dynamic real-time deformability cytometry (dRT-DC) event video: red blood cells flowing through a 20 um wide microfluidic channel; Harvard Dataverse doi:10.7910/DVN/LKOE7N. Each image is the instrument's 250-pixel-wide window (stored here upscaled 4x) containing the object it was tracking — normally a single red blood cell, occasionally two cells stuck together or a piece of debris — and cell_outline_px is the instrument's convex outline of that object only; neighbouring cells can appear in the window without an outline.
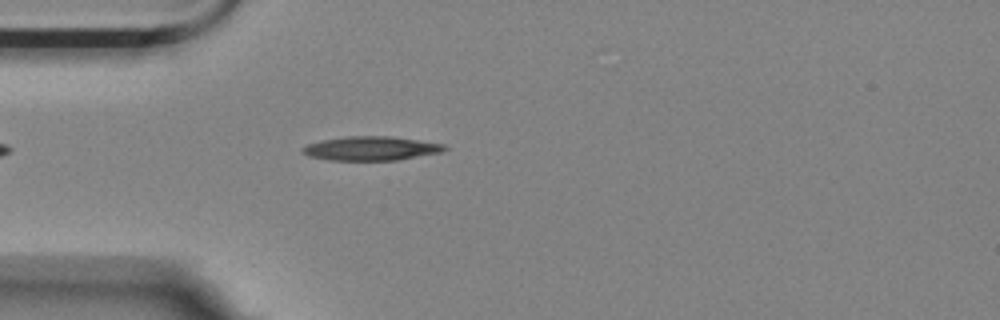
{"species": "Egyptian fruit bat (a non-hibernating species)", "species_latin": "Rousettus aegyptiacus", "temperature_condition": "room temperature", "stored_images_in_passage": 47, "camera_frame_rate_fps": 3000, "um_per_image_px": 0.085, "animal": {"sex": "female"}, "frame": {"image": 1, "passage_image": 6, "time_ms": 1.667, "image_size_px": [1000, 320], "cell_outline_px": [[448, 148], [440, 152], [396, 160], [332, 160], [308, 156], [300, 152], [300, 148], [308, 144], [324, 140], [348, 136], [388, 136], [444, 144]], "centroid_in_image_um": [31.49, 12.62], "position_along_channel_um": 53.5, "area_um2": 19.59}}
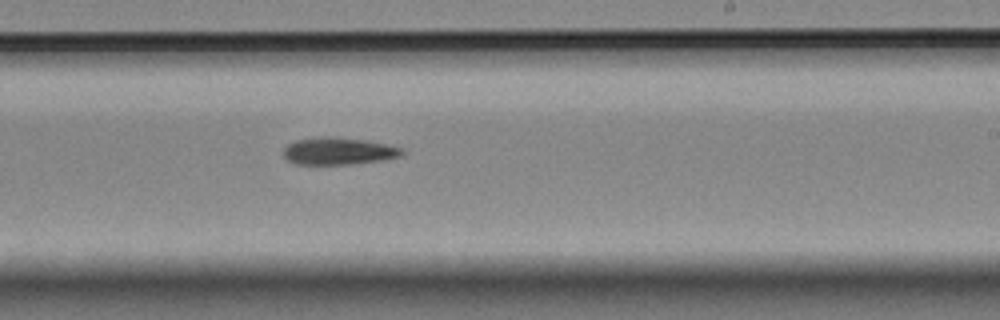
{"frame": {"image": 2, "passage_image": 24, "time_ms": 7.667, "image_size_px": [1000, 320], "cell_outline_px": [[404, 152], [400, 156], [384, 160], [352, 164], [296, 164], [288, 160], [284, 156], [284, 148], [288, 144], [296, 140], [324, 136], [328, 136], [364, 140], [404, 148]], "centroid_in_image_um": [28.78, 12.85], "position_along_channel_um": 260.2, "area_um2": 18.67}}
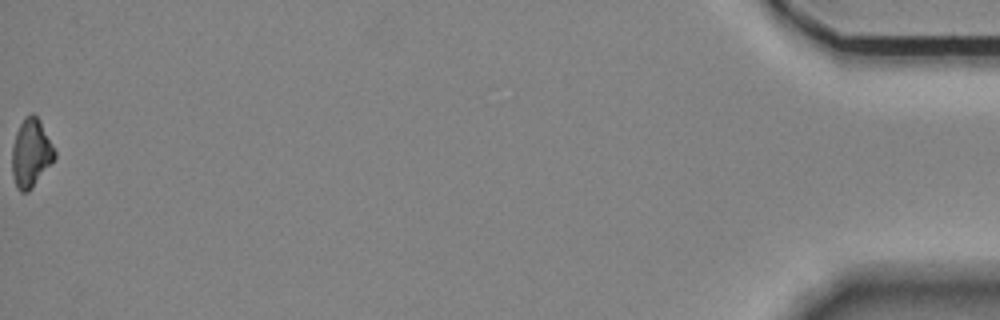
{"frame": {"image": 3, "passage_image": 47, "time_ms": 15.333, "image_size_px": [1000, 320], "cell_outline_px": [[56, 156], [32, 188], [28, 192], [20, 192], [16, 188], [12, 176], [12, 148], [16, 132], [24, 116], [32, 112], [40, 120], [56, 152]], "centroid_in_image_um": [2.61, 13.01], "position_along_channel_um": 432.6, "area_um2": 16.94}, "authors_computed_cell_mechanics": {"area_um2": 18.4382, "velocity_mm_per_s": 3.5364, "shape_relaxation_time_tau1_ms": 5.4772, "shape_relaxation_time_tau2_ms": null, "deformation_change_tau1": 0.183, "deformation_change_tau2": null}}